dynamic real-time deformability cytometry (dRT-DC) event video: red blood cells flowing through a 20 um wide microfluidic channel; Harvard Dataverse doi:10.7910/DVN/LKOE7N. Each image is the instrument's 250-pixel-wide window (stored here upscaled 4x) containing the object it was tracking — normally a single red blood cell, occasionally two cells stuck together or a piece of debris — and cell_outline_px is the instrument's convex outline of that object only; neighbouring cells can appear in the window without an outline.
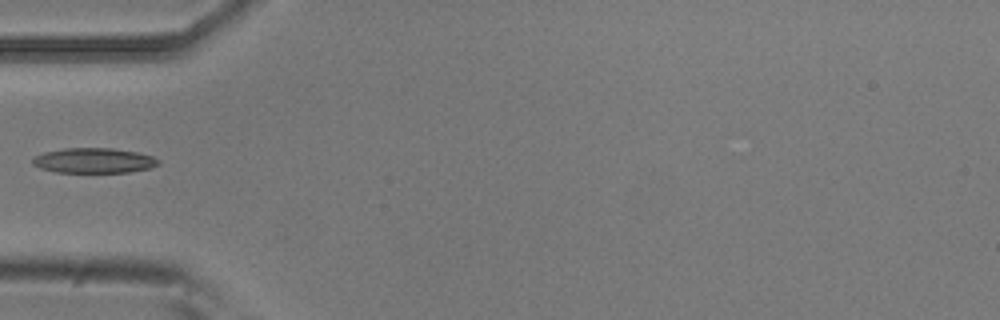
{"species": "common noctule bat (a hibernating species)", "species_latin": "Nyctalus noctula", "temperature_condition": "room temperature", "stored_images_in_passage": 4, "camera_frame_rate_fps": 3000, "um_per_image_px": 0.085, "animal": {"sex": "male", "body_mass_g": 20.5, "forearm_length_mm": 52.5}, "frame": {"image": 1, "passage_image": 3, "time_ms": 0.667, "image_size_px": [1000, 320], "cell_outline_px": [[160, 164], [152, 168], [128, 172], [56, 172], [40, 168], [32, 164], [32, 160], [36, 156], [44, 152], [64, 148], [112, 148], [136, 152], [152, 156], [160, 160]], "centroid_in_image_um": [8.0, 13.64], "position_along_channel_um": 77.0, "area_um2": 18.38}}
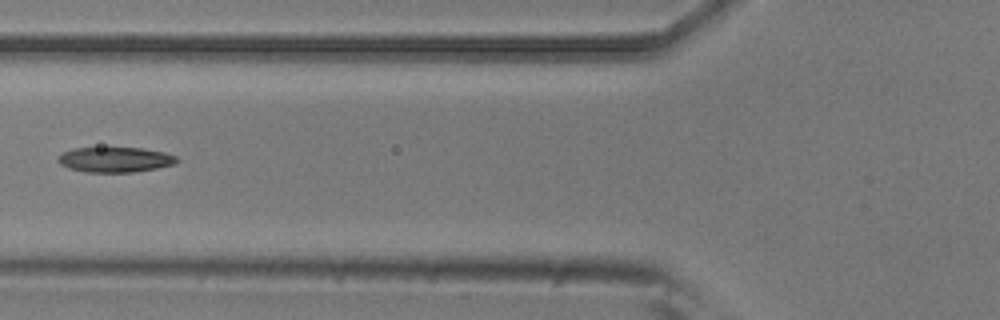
{"frame": {"image": 2, "passage_image": 4, "time_ms": 1.0, "image_size_px": [1000, 320], "cell_outline_px": [[180, 160], [176, 164], [156, 168], [132, 172], [84, 172], [68, 168], [60, 164], [56, 160], [64, 152], [72, 148], [140, 148], [164, 152], [176, 156]], "centroid_in_image_um": [9.79, 13.57], "position_along_channel_um": 116.0, "area_um2": 17.4}}